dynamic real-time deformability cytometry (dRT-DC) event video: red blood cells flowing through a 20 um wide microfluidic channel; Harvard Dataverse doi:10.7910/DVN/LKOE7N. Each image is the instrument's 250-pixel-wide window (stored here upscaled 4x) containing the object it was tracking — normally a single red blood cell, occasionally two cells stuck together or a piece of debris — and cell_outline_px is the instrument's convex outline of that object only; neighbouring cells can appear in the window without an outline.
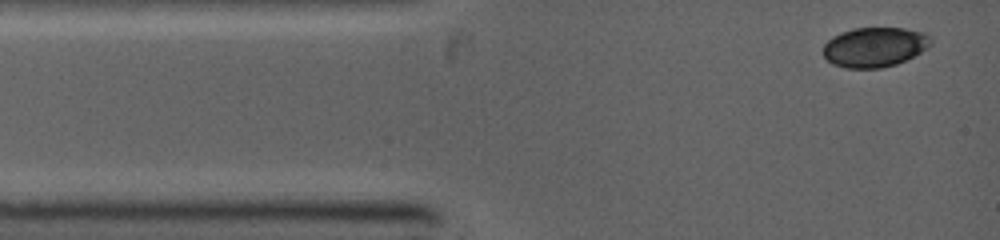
{"species": "common noctule bat (a hibernating species)", "species_latin": "Nyctalus noctula", "temperature_condition": "warm", "stored_images_in_passage": 13, "camera_frame_rate_fps": 5000, "um_per_image_px": 0.085, "animal": {"sex": "female", "body_mass_g": 19.0, "forearm_length_mm": 53.3}, "frame": {"image": 1, "passage_image": 1, "time_ms": 0.0, "image_size_px": [1000, 240], "cell_outline_px": [[932, 44], [928, 48], [896, 64], [880, 68], [844, 68], [832, 64], [824, 56], [824, 44], [832, 36], [840, 32], [852, 28], [904, 28], [924, 32], [932, 40]], "centroid_in_image_um": [74.33, 3.99], "position_along_channel_um": 10.7, "area_um2": 24.97}}
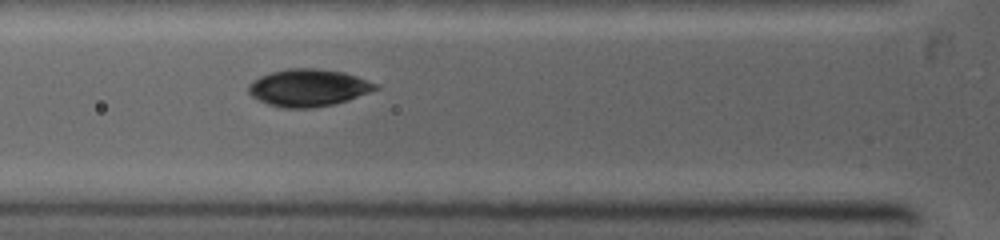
{"frame": {"image": 2, "passage_image": 8, "time_ms": 3.0, "image_size_px": [1000, 240], "cell_outline_px": [[380, 88], [348, 100], [332, 104], [312, 108], [284, 108], [268, 104], [252, 96], [248, 92], [248, 84], [252, 80], [260, 76], [272, 72], [288, 68], [316, 68], [344, 72], [380, 84]], "centroid_in_image_um": [26.22, 7.45], "position_along_channel_um": 99.6, "area_um2": 27.63}}
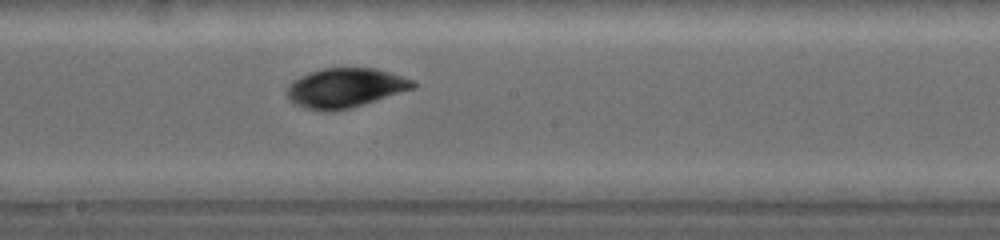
{"frame": {"image": 3, "passage_image": 13, "time_ms": 5.6, "image_size_px": [1000, 240], "cell_outline_px": [[416, 88], [348, 108], [308, 108], [296, 104], [288, 100], [288, 84], [292, 80], [300, 76], [324, 68], [376, 68], [416, 80]], "centroid_in_image_um": [29.4, 7.42], "position_along_channel_um": 218.8, "area_um2": 28.15}}